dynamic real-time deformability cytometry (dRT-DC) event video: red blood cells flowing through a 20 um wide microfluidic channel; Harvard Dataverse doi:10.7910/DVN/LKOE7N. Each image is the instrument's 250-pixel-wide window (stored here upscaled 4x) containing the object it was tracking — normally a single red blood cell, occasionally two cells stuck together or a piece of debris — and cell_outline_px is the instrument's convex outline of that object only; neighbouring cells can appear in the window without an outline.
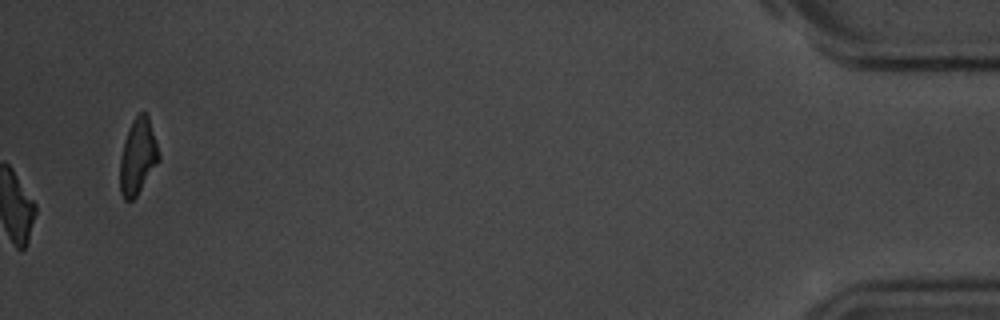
{"species": "common noctule bat (a hibernating species)", "species_latin": "Nyctalus noctula", "temperature_condition": "room temperature", "stored_images_in_passage": 57, "camera_frame_rate_fps": 3000, "um_per_image_px": 0.085, "animal": {"sex": "male", "body_mass_g": 20.1, "forearm_length_mm": 53.5}, "frame": {"image": 1, "passage_image": 57, "time_ms": 18.667, "image_size_px": [1000, 320], "cell_outline_px": [[160, 160], [136, 196], [132, 200], [124, 200], [120, 192], [120, 156], [124, 140], [132, 120], [140, 112], [144, 112], [148, 116], [160, 152]], "centroid_in_image_um": [11.71, 13.3], "position_along_channel_um": 423.5, "area_um2": 17.17}, "authors_computed_cell_mechanics": {"area_um2": 18.3226, "velocity_mm_per_s": 3.5057, "shape_relaxation_time_tau1_ms": 2.6239, "shape_relaxation_time_tau2_ms": 6.6003, "deformation_change_tau1": 0.1559, "deformation_change_tau2": 0.1563}}